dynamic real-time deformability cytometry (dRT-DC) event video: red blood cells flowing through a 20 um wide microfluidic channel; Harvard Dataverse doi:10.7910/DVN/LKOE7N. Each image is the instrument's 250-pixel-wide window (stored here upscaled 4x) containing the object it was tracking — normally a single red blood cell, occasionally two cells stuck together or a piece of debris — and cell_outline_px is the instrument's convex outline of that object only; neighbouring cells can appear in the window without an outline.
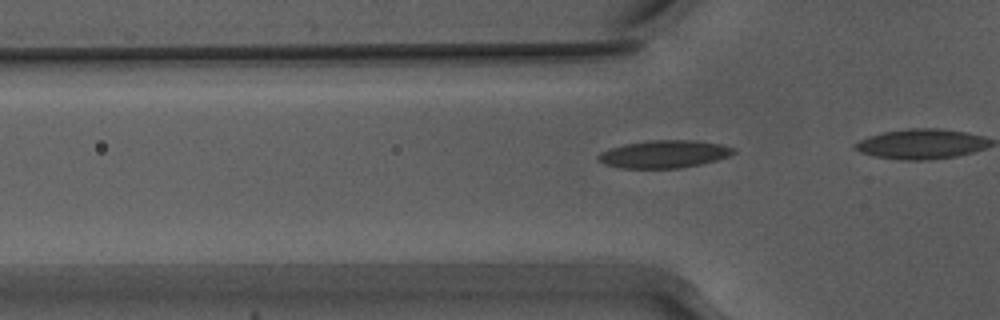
{"species": "Egyptian fruit bat (a non-hibernating species)", "species_latin": "Rousettus aegyptiacus", "temperature_condition": "warm", "stored_images_in_passage": 8, "camera_frame_rate_fps": 3000, "um_per_image_px": 0.085, "animal": {"sex": "male"}, "frame": {"image": 1, "passage_image": 5, "time_ms": 1.333, "image_size_px": [1000, 320], "cell_outline_px": [[736, 152], [728, 156], [716, 160], [700, 164], [680, 168], [620, 168], [604, 164], [596, 156], [600, 152], [624, 144], [648, 140], [692, 140], [720, 144], [732, 148]], "centroid_in_image_um": [56.42, 13.1], "position_along_channel_um": 69.4, "area_um2": 21.62}}